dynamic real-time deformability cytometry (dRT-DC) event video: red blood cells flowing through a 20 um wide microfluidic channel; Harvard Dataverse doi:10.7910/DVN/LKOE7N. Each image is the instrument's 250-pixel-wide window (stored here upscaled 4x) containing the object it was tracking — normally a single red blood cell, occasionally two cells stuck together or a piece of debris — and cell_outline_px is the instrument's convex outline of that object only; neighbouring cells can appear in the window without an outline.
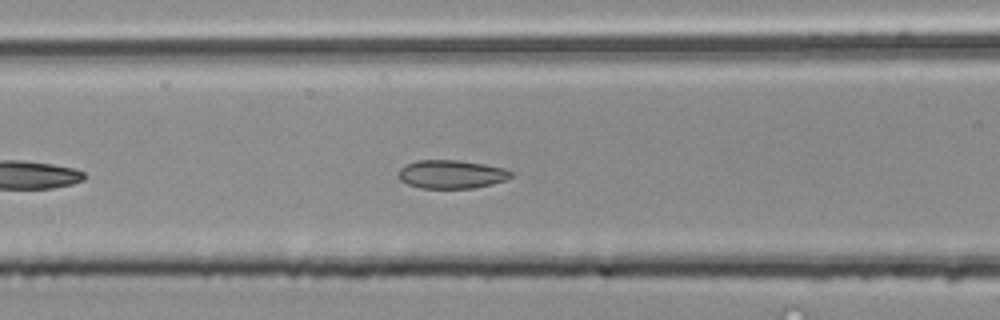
{"species": "common noctule bat (a hibernating species)", "species_latin": "Nyctalus noctula", "temperature_condition": "room temperature", "stored_images_in_passage": 38, "camera_frame_rate_fps": 3000, "um_per_image_px": 0.085, "animal": {"sex": "male", "body_mass_g": 20.4}, "frame": {"image": 1, "passage_image": 9, "time_ms": 2.667, "image_size_px": [1000, 320], "cell_outline_px": [[516, 172], [508, 180], [492, 184], [472, 188], [420, 188], [408, 184], [400, 180], [396, 176], [400, 168], [404, 164], [416, 160], [456, 160], [484, 164], [504, 168]], "centroid_in_image_um": [38.37, 14.81], "position_along_channel_um": 128.2, "area_um2": 18.96}}
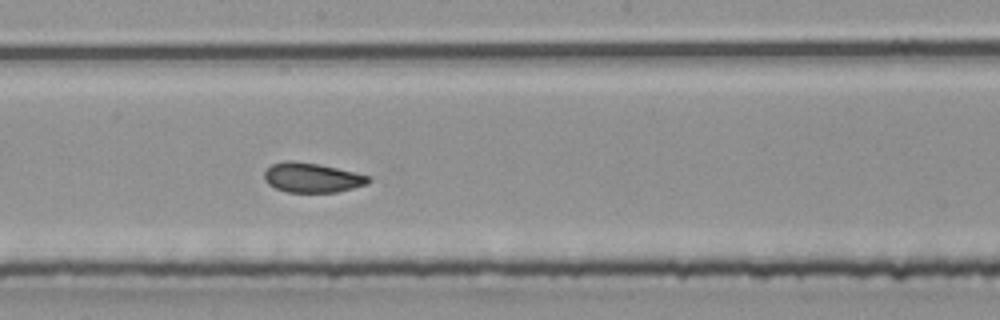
{"frame": {"image": 2, "passage_image": 16, "time_ms": 5.0, "image_size_px": [1000, 320], "cell_outline_px": [[372, 180], [368, 184], [336, 192], [288, 192], [276, 188], [268, 184], [264, 180], [264, 172], [272, 164], [284, 160], [292, 160], [316, 164], [336, 168], [372, 176]], "centroid_in_image_um": [26.53, 15.1], "position_along_channel_um": 221.7, "area_um2": 17.98}}
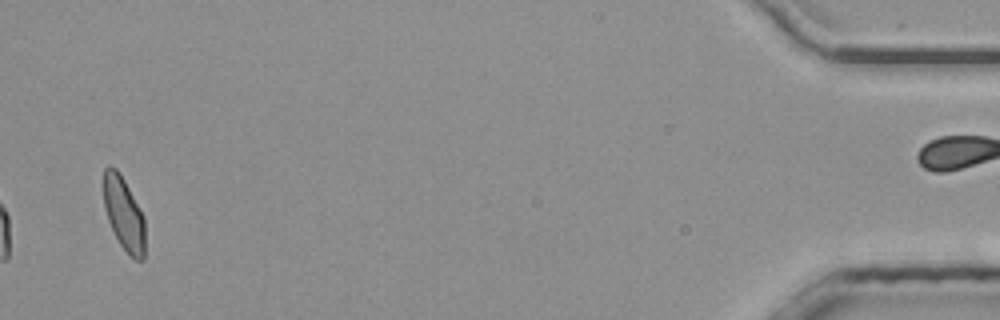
{"frame": {"image": 3, "passage_image": 38, "time_ms": 12.333, "image_size_px": [1000, 320], "cell_outline_px": [[144, 260], [136, 260], [120, 244], [108, 220], [104, 208], [104, 168], [108, 164], [116, 168], [120, 172], [144, 216]], "centroid_in_image_um": [10.52, 18.12], "position_along_channel_um": 424.7, "area_um2": 17.51}, "authors_computed_cell_mechanics": {"area_um2": 18.3804, "velocity_mm_per_s": 4.007, "shape_relaxation_time_tau1_ms": 3.3467, "shape_relaxation_time_tau2_ms": 1.0363, "deformation_change_tau1": 0.0882, "deformation_change_tau2": 0.0599}}